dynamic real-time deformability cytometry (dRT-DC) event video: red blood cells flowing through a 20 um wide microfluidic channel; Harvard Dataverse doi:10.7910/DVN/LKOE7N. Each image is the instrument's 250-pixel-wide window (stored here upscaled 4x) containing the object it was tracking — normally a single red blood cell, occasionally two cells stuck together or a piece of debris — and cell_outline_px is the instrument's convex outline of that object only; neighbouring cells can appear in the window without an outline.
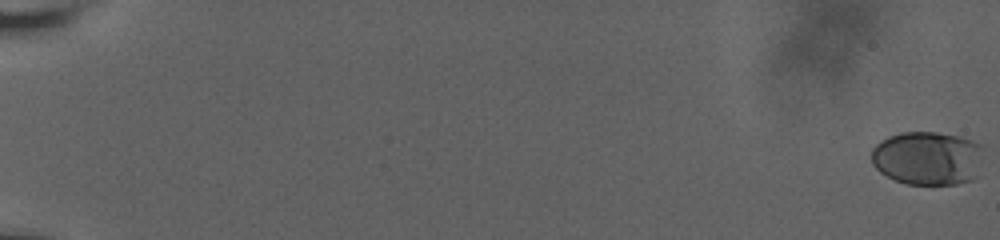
{"species": "human", "species_latin": "Homo sapiens", "temperature_condition": "room temperature", "stored_images_in_passage": 62, "camera_frame_rate_fps": 3000, "um_per_image_px": 0.085, "donor": {"sex": "male"}, "frame": {"image": 1, "passage_image": 1, "time_ms": 0.0, "image_size_px": [1000, 240], "cell_outline_px": [[980, 148], [976, 176], [972, 180], [956, 184], [908, 184], [896, 180], [880, 172], [872, 164], [872, 148], [880, 140], [888, 136], [900, 132], [936, 132], [960, 136], [972, 140], [980, 144]], "centroid_in_image_um": [78.79, 13.43], "position_along_channel_um": 6.2, "area_um2": 34.85}}
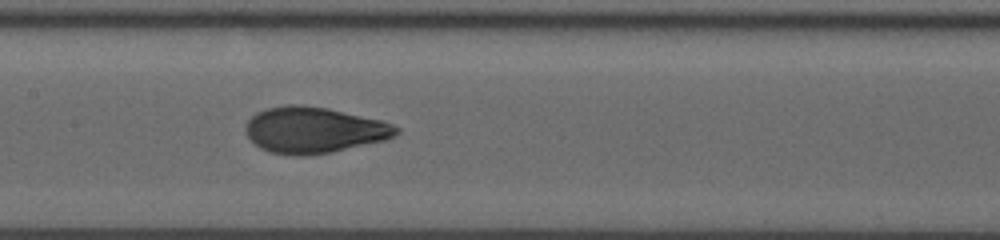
{"frame": {"image": 2, "passage_image": 35, "time_ms": 11.333, "image_size_px": [1000, 240], "cell_outline_px": [[400, 132], [388, 140], [332, 152], [304, 156], [296, 156], [268, 152], [260, 148], [244, 132], [244, 128], [248, 120], [256, 112], [268, 108], [288, 104], [300, 104], [328, 108], [380, 120], [392, 124], [400, 128]], "centroid_in_image_um": [26.69, 11.06], "position_along_channel_um": 180.7, "area_um2": 40.75}}
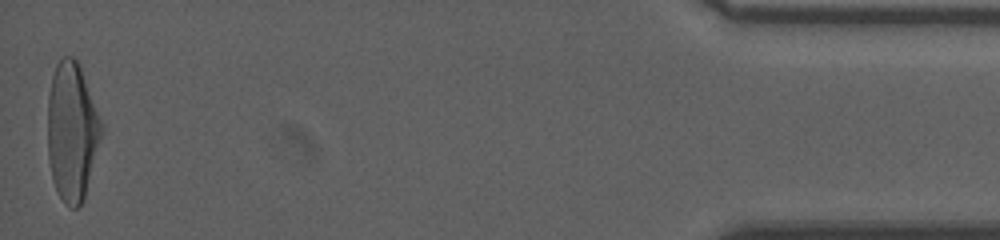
{"frame": {"image": 3, "passage_image": 62, "time_ms": 20.333, "image_size_px": [1000, 240], "cell_outline_px": [[104, 128], [84, 200], [76, 208], [72, 208], [64, 204], [52, 180], [48, 160], [48, 96], [52, 76], [56, 64], [64, 56], [72, 56], [76, 60], [80, 68], [104, 124]], "centroid_in_image_um": [6.13, 11.2], "position_along_channel_um": 429.1, "area_um2": 43.58}, "authors_computed_cell_mechanics": {"area_um2": 39.304, "velocity_mm_per_s": 3.6625, "shape_relaxation_time_tau1_ms": 4.8149, "shape_relaxation_time_tau2_ms": 0.7723, "deformation_change_tau1": 0.215, "deformation_change_tau2": 0.0673}}